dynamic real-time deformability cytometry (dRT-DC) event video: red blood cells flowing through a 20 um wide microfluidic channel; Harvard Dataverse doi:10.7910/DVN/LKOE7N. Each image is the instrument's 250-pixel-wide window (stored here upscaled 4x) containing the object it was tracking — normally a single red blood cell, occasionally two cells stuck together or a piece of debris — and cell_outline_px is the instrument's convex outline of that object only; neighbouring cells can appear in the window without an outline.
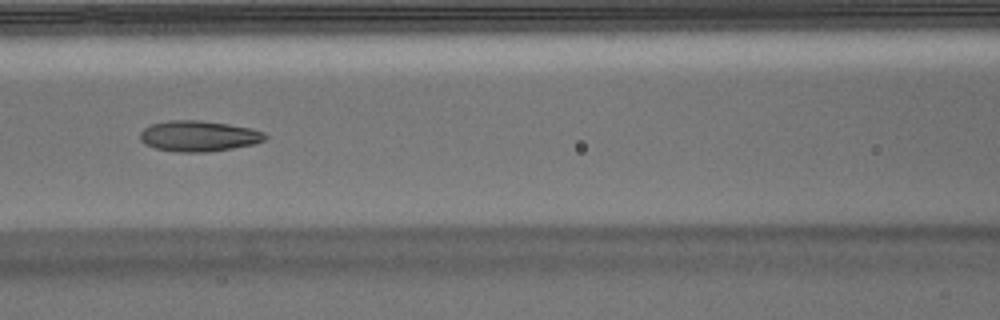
{"species": "Egyptian fruit bat (a non-hibernating species)", "species_latin": "Rousettus aegyptiacus", "temperature_condition": "warm", "stored_images_in_passage": 27, "camera_frame_rate_fps": 3000, "um_per_image_px": 0.085, "animal": {"sex": "male"}, "frame": {"image": 1, "passage_image": 6, "time_ms": 1.667, "image_size_px": [1000, 320], "cell_outline_px": [[268, 136], [264, 140], [252, 144], [232, 148], [208, 152], [180, 152], [156, 148], [144, 144], [140, 140], [140, 132], [144, 128], [152, 124], [168, 120], [200, 120], [228, 124], [252, 128], [264, 132]], "centroid_in_image_um": [16.88, 11.56], "position_along_channel_um": 149.7, "area_um2": 22.37}}
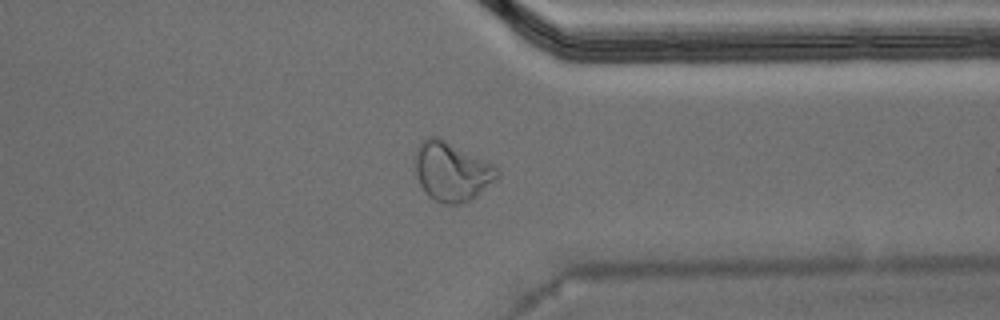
{"frame": {"image": 2, "passage_image": 23, "time_ms": 7.333, "image_size_px": [1000, 320], "cell_outline_px": [[500, 180], [472, 200], [456, 204], [444, 204], [428, 196], [420, 184], [416, 176], [416, 152], [420, 140], [428, 136], [436, 136], [492, 164], [500, 172]], "centroid_in_image_um": [38.43, 14.61], "position_along_channel_um": 373.0, "area_um2": 28.32}}